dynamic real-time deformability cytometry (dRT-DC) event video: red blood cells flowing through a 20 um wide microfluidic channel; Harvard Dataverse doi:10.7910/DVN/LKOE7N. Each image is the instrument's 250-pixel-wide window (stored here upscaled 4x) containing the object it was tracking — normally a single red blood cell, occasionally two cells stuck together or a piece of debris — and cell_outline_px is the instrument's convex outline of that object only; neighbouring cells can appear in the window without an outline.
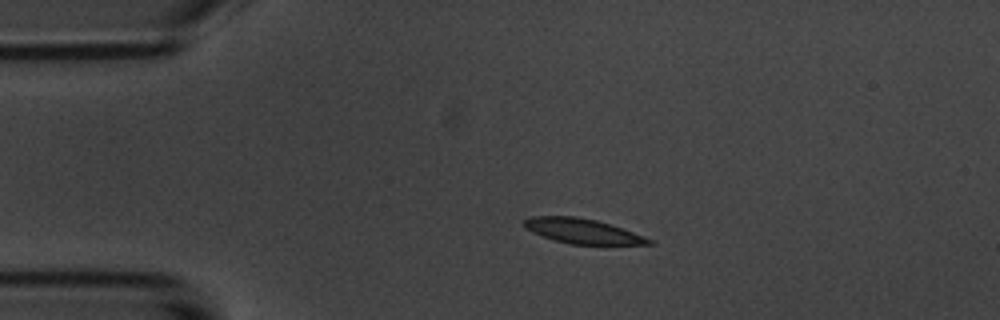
{"species": "common noctule bat (a hibernating species)", "species_latin": "Nyctalus noctula", "temperature_condition": "room temperature", "stored_images_in_passage": 4, "camera_frame_rate_fps": 3000, "um_per_image_px": 0.085, "animal": {"sex": "male", "body_mass_g": 20.1, "forearm_length_mm": 53.5}, "frame": {"image": 1, "passage_image": 3, "time_ms": 2.333, "image_size_px": [1000, 320], "cell_outline_px": [[652, 244], [572, 244], [556, 240], [532, 232], [524, 228], [524, 220], [532, 216], [576, 216], [596, 220], [644, 236], [652, 240]], "centroid_in_image_um": [49.47, 19.63], "position_along_channel_um": 35.5, "area_um2": 17.63}}